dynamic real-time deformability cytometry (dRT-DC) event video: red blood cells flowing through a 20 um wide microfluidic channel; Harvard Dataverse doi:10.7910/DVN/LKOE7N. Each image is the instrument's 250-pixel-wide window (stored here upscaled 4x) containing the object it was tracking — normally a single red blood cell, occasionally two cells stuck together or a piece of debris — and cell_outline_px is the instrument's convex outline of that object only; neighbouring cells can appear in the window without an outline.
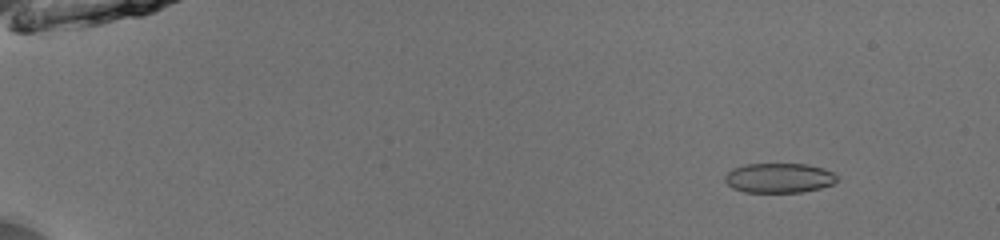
{"species": "common noctule bat (a hibernating species)", "species_latin": "Nyctalus noctula", "temperature_condition": "room temperature", "stored_images_in_passage": 53, "camera_frame_rate_fps": 3000, "um_per_image_px": 0.085, "animal": {"sex": "male", "body_mass_g": 13.0, "forearm_length_mm": 53.1}, "frame": {"image": 1, "passage_image": 7, "time_ms": 2.0, "image_size_px": [1000, 240], "cell_outline_px": [[836, 180], [832, 184], [820, 188], [804, 192], [744, 192], [732, 188], [724, 180], [724, 176], [728, 172], [744, 164], [808, 164], [824, 168], [832, 172], [836, 176]], "centroid_in_image_um": [66.21, 15.13], "position_along_channel_um": 18.8, "area_um2": 19.36}}
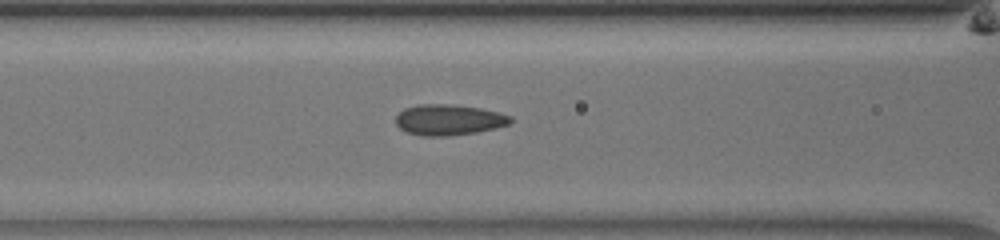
{"frame": {"image": 2, "passage_image": 25, "time_ms": 8.0, "image_size_px": [1000, 240], "cell_outline_px": [[512, 120], [508, 124], [496, 128], [476, 132], [448, 136], [424, 136], [404, 132], [396, 124], [396, 116], [404, 108], [420, 104], [448, 104], [480, 108], [512, 116]], "centroid_in_image_um": [38.11, 10.19], "position_along_channel_um": 128.5, "area_um2": 20.52}}
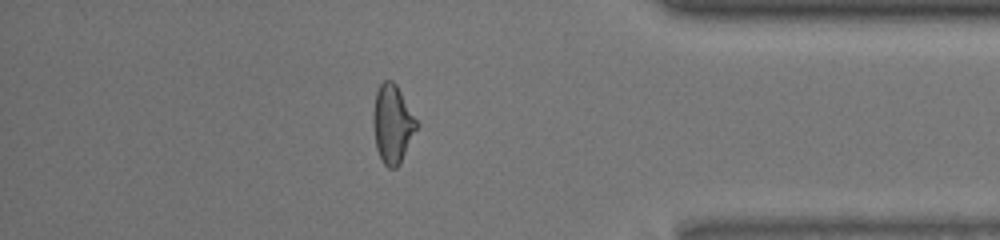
{"frame": {"image": 3, "passage_image": 47, "time_ms": 15.333, "image_size_px": [1000, 240], "cell_outline_px": [[420, 124], [400, 164], [396, 168], [388, 168], [384, 164], [376, 148], [372, 120], [372, 112], [376, 92], [380, 84], [384, 80], [392, 80], [396, 84]], "centroid_in_image_um": [33.37, 10.53], "position_along_channel_um": 401.8, "area_um2": 20.11}, "authors_computed_cell_mechanics": {"area_um2": 20.1144, "velocity_mm_per_s": 3.9756, "shape_relaxation_time_tau1_ms": null, "shape_relaxation_time_tau2_ms": 0.8965, "deformation_change_tau1": null, "deformation_change_tau2": 0.0668}}